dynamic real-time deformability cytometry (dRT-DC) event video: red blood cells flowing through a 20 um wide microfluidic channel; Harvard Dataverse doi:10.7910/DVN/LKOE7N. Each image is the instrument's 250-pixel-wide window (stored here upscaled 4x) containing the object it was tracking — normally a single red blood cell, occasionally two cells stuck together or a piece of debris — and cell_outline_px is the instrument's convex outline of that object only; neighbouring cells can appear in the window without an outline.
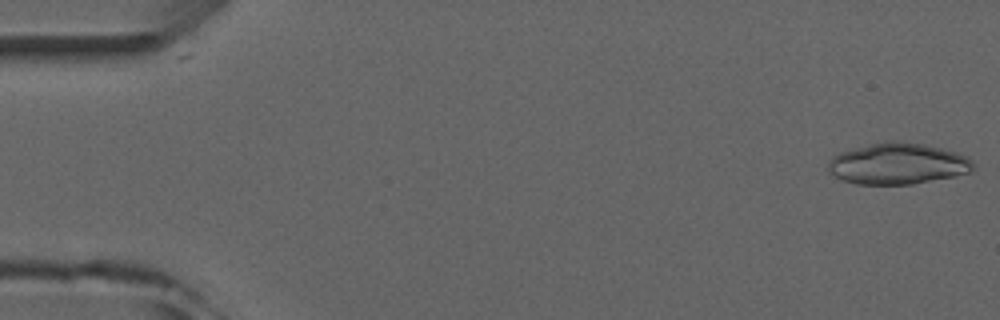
{"species": "common noctule bat (a hibernating species)", "species_latin": "Nyctalus noctula", "temperature_condition": "room temperature", "stored_images_in_passage": 6, "camera_frame_rate_fps": 3000, "um_per_image_px": 0.085, "animal": {"sex": "male", "forearm_length_mm": 52.5}, "frame": {"image": 1, "passage_image": 1, "time_ms": 0.0, "image_size_px": [1000, 320], "cell_outline_px": [[976, 168], [972, 172], [956, 176], [912, 184], [856, 184], [844, 180], [836, 176], [828, 168], [828, 160], [832, 156], [840, 152], [872, 144], [892, 140], [896, 140], [924, 144], [956, 152], [968, 156], [976, 164]], "centroid_in_image_um": [76.38, 13.91], "position_along_channel_um": 8.6, "area_um2": 34.91}}